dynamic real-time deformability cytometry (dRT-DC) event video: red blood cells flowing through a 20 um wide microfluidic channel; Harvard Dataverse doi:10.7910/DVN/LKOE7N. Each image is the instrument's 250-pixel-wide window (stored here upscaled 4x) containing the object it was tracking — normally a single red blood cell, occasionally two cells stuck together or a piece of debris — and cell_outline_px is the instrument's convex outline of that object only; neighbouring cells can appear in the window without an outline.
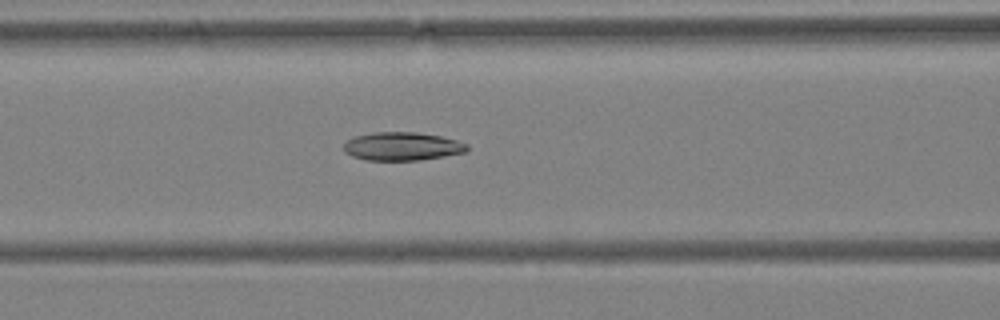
{"species": "Egyptian fruit bat (a non-hibernating species)", "species_latin": "Rousettus aegyptiacus", "temperature_condition": "warm", "stored_images_in_passage": 52, "camera_frame_rate_fps": 3000, "um_per_image_px": 0.085, "animal": {"sex": "female"}, "frame": {"image": 1, "passage_image": 23, "time_ms": 7.333, "image_size_px": [1000, 320], "cell_outline_px": [[468, 152], [420, 160], [368, 160], [352, 156], [344, 152], [344, 144], [352, 136], [372, 132], [416, 132], [440, 136], [456, 140], [468, 144]], "centroid_in_image_um": [34.18, 12.43], "position_along_channel_um": 132.4, "area_um2": 20.46}}
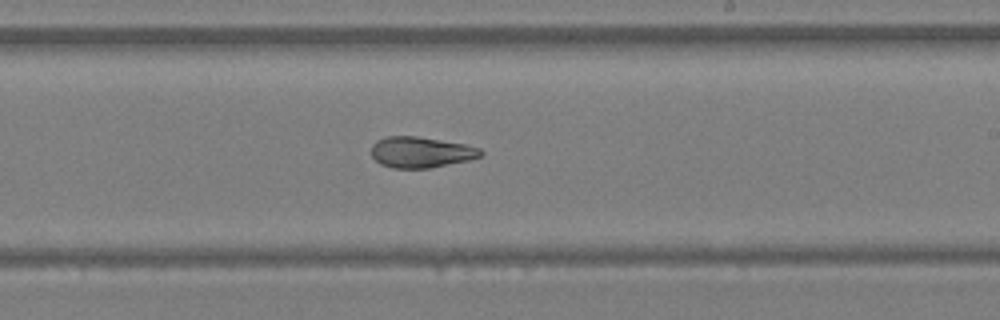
{"frame": {"image": 2, "passage_image": 32, "time_ms": 10.333, "image_size_px": [1000, 320], "cell_outline_px": [[484, 152], [480, 156], [468, 160], [428, 168], [392, 168], [380, 164], [372, 156], [372, 144], [376, 140], [388, 136], [416, 136], [464, 144], [480, 148]], "centroid_in_image_um": [35.75, 12.93], "position_along_channel_um": 253.2, "area_um2": 19.54}}
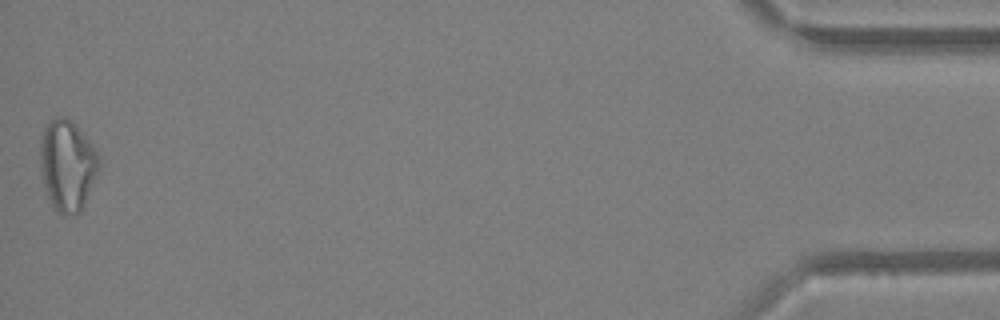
{"frame": {"image": 3, "passage_image": 52, "time_ms": 17.0, "image_size_px": [1000, 320], "cell_outline_px": [[100, 164], [96, 176], [84, 204], [80, 212], [64, 216], [56, 212], [52, 208], [44, 188], [40, 168], [40, 140], [44, 128], [56, 116], [64, 116], [72, 120], [92, 144], [100, 156]], "centroid_in_image_um": [5.71, 14.06], "position_along_channel_um": 429.5, "area_um2": 31.44}, "authors_computed_cell_mechanics": {"area_um2": 22.2241, "velocity_mm_per_s": 4.0344, "shape_relaxation_time_tau1_ms": null, "shape_relaxation_time_tau2_ms": 2.8938, "deformation_change_tau1": null, "deformation_change_tau2": 0.1079}}